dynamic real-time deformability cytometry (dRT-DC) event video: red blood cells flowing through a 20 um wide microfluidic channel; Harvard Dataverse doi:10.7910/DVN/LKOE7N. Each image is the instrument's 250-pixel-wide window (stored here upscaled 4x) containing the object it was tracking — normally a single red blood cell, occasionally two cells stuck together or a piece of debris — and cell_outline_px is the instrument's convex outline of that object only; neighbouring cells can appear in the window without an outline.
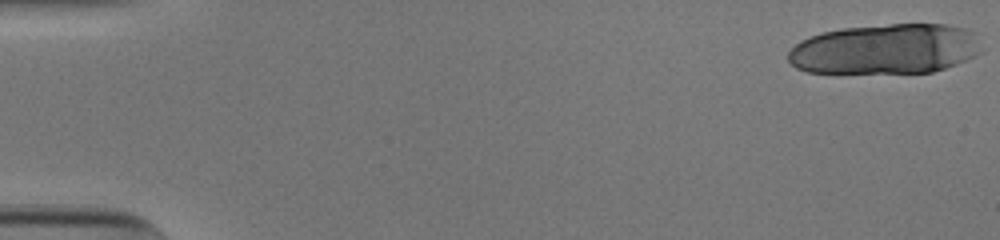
{"species": "human", "species_latin": "Homo sapiens", "temperature_condition": "cold", "stored_images_in_passage": 20, "camera_frame_rate_fps": 3000, "um_per_image_px": 0.085, "donor": {"sex": "male"}, "frame": {"image": 1, "passage_image": 1, "time_ms": 0.0, "image_size_px": [1000, 240], "cell_outline_px": [[984, 52], [976, 56], [956, 64], [932, 72], [808, 72], [796, 68], [788, 60], [788, 52], [800, 40], [824, 32], [840, 28], [888, 24], [944, 24], [968, 28], [976, 32]], "centroid_in_image_um": [75.33, 4.15], "position_along_channel_um": 9.7, "area_um2": 56.76}}